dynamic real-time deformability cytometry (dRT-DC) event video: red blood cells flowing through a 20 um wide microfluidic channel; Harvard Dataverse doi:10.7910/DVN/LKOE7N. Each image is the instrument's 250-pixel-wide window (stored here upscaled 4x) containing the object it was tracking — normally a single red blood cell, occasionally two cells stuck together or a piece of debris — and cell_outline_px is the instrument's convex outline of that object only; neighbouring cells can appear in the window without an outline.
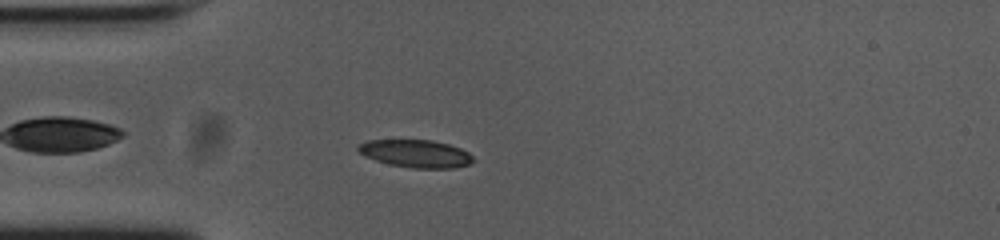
{"species": "common noctule bat (a hibernating species)", "species_latin": "Nyctalus noctula", "temperature_condition": "cold", "stored_images_in_passage": 45, "camera_frame_rate_fps": 3000, "um_per_image_px": 0.085, "animal": {"sex": "female", "body_mass_g": 23.0, "forearm_length_mm": 53.4}, "frame": {"image": 1, "passage_image": 5, "time_ms": 1.333, "image_size_px": [1000, 240], "cell_outline_px": [[476, 160], [468, 164], [452, 168], [412, 168], [388, 164], [364, 156], [356, 148], [360, 144], [368, 140], [432, 140], [448, 144], [460, 148], [468, 152]], "centroid_in_image_um": [35.35, 13.06], "position_along_channel_um": 49.7, "area_um2": 18.5}}
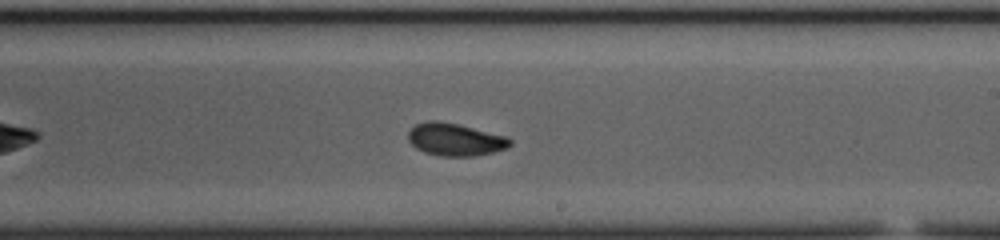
{"frame": {"image": 2, "passage_image": 22, "time_ms": 7.0, "image_size_px": [1000, 240], "cell_outline_px": [[512, 144], [508, 148], [476, 156], [440, 156], [424, 152], [416, 148], [408, 140], [408, 132], [416, 124], [432, 120], [436, 120], [456, 124], [504, 136], [512, 140]], "centroid_in_image_um": [38.67, 11.87], "position_along_channel_um": 250.3, "area_um2": 19.07}}
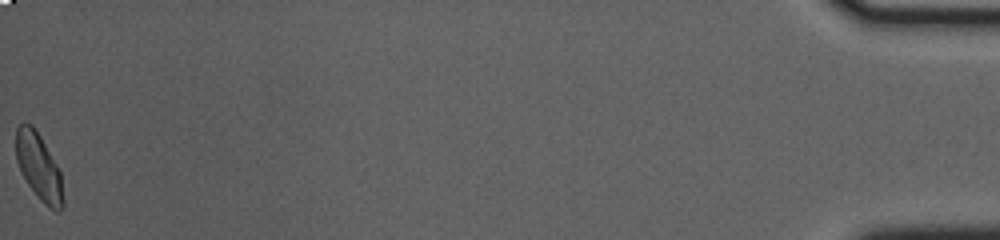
{"frame": {"image": 3, "passage_image": 45, "time_ms": 14.667, "image_size_px": [1000, 240], "cell_outline_px": [[64, 208], [60, 212], [56, 212], [48, 208], [36, 196], [20, 172], [16, 160], [16, 128], [24, 120], [32, 124], [40, 136], [56, 164], [60, 172], [64, 200]], "centroid_in_image_um": [3.3, 14.21], "position_along_channel_um": 431.9, "area_um2": 18.61}, "authors_computed_cell_mechanics": {"area_um2": 18.6694, "velocity_mm_per_s": 3.7305, "shape_relaxation_time_tau1_ms": 4.8041, "shape_relaxation_time_tau2_ms": 2.0435, "deformation_change_tau1": 0.1384, "deformation_change_tau2": 0.0619}}